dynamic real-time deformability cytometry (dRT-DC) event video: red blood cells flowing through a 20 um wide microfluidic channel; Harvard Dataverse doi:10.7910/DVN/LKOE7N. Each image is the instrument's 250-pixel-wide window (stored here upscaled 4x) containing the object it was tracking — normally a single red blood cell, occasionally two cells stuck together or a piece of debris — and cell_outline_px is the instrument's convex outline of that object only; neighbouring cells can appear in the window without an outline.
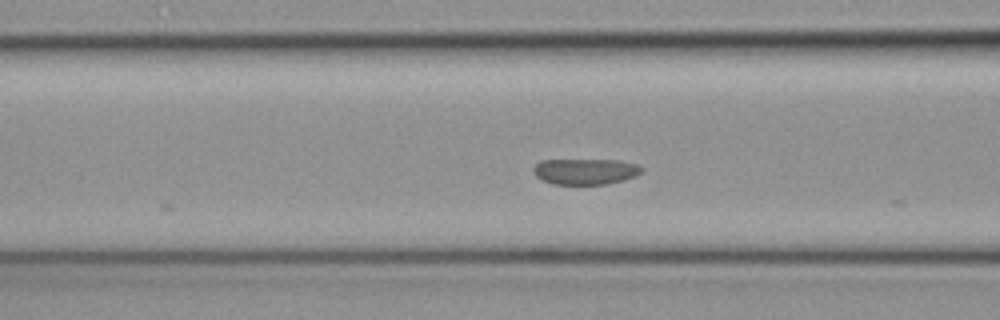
{"species": "common noctule bat (a hibernating species)", "species_latin": "Nyctalus noctula", "temperature_condition": "cold", "stored_images_in_passage": 7, "segment_of_instrument_passage": [1, 2], "camera_frame_rate_fps": 3000, "um_per_image_px": 0.085, "animal": {"sex": "female", "body_mass_g": 19.3, "forearm_length_mm": 54.1}, "frame": {"image": 1, "passage_image": 6, "time_ms": 1.667, "image_size_px": [1000, 320], "cell_outline_px": [[644, 168], [636, 176], [624, 180], [608, 184], [552, 184], [536, 176], [532, 172], [532, 168], [540, 160], [620, 160], [636, 164]], "centroid_in_image_um": [49.75, 14.57], "position_along_channel_um": 116.8, "area_um2": 16.42}}